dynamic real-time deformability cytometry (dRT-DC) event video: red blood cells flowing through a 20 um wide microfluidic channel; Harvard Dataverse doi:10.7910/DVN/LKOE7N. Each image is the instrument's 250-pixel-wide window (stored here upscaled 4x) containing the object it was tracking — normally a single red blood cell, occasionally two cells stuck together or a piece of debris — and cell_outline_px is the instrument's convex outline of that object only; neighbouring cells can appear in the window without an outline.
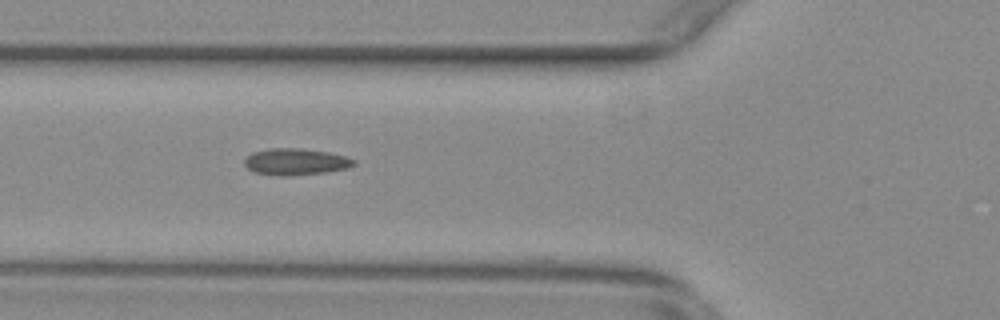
{"species": "common noctule bat (a hibernating species)", "species_latin": "Nyctalus noctula", "temperature_condition": "warm", "stored_images_in_passage": 38, "camera_frame_rate_fps": 3000, "um_per_image_px": 0.085, "animal": {"sex": "female", "body_mass_g": 29.2, "forearm_length_mm": 56.3}, "frame": {"image": 1, "passage_image": 8, "time_ms": 2.333, "image_size_px": [1000, 320], "cell_outline_px": [[356, 164], [348, 168], [324, 172], [284, 176], [256, 172], [248, 168], [244, 164], [244, 160], [252, 152], [268, 148], [300, 148], [328, 152], [344, 156], [356, 160]], "centroid_in_image_um": [25.14, 13.73], "position_along_channel_um": 100.7, "area_um2": 16.76}}
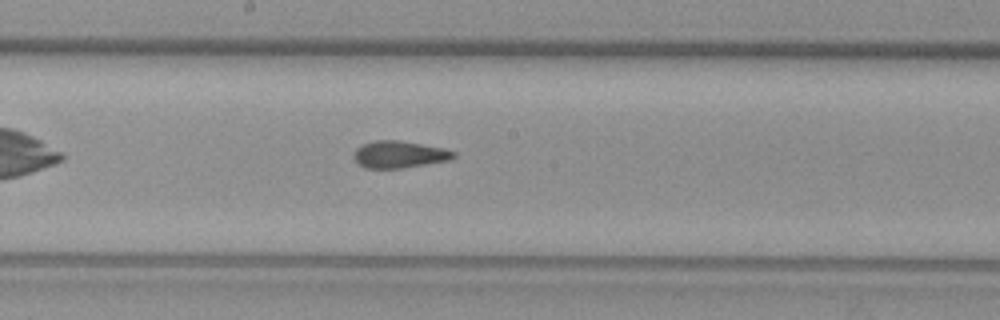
{"frame": {"image": 2, "passage_image": 17, "time_ms": 5.333, "image_size_px": [1000, 320], "cell_outline_px": [[456, 156], [452, 160], [404, 168], [364, 168], [356, 164], [352, 156], [352, 152], [356, 148], [364, 144], [376, 140], [400, 140], [444, 148], [456, 152]], "centroid_in_image_um": [33.93, 13.14], "position_along_channel_um": 214.3, "area_um2": 16.07}}
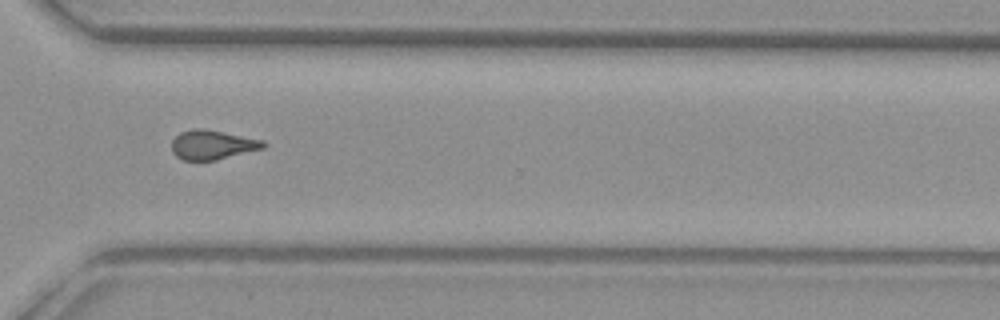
{"frame": {"image": 3, "passage_image": 28, "time_ms": 9.0, "image_size_px": [1000, 320], "cell_outline_px": [[268, 144], [264, 148], [216, 160], [184, 160], [176, 156], [172, 152], [172, 140], [180, 132], [192, 128], [204, 128], [264, 140]], "centroid_in_image_um": [18.06, 12.3], "position_along_channel_um": 352.5, "area_um2": 15.78}}